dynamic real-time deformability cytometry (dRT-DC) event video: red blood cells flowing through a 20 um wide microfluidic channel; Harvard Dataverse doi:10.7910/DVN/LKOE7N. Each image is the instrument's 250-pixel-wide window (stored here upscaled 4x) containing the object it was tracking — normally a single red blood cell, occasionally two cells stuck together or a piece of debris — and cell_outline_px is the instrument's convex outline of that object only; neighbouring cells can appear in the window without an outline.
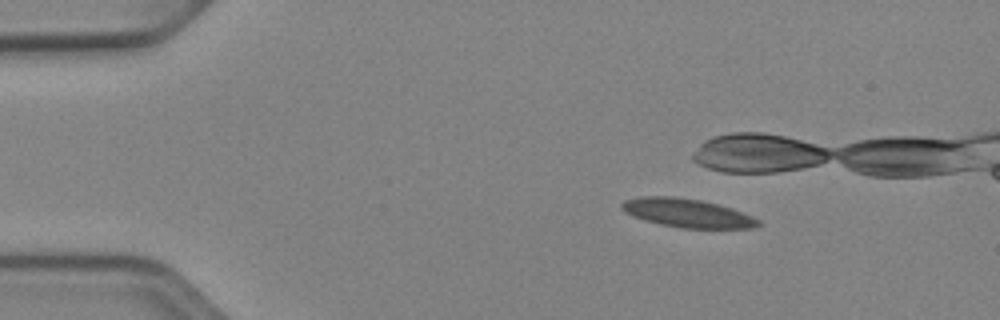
{"species": "Egyptian fruit bat (a non-hibernating species)", "species_latin": "Rousettus aegyptiacus", "temperature_condition": "cold", "stored_images_in_passage": 53, "camera_frame_rate_fps": 3000, "um_per_image_px": 0.085, "animal": {"sex": "female"}, "frame": {"image": 1, "passage_image": 8, "time_ms": 2.333, "image_size_px": [1000, 320], "cell_outline_px": [[764, 224], [756, 228], [684, 228], [660, 224], [624, 212], [620, 208], [620, 204], [624, 200], [640, 196], [672, 196], [700, 200], [720, 204], [732, 208], [752, 216], [760, 220]], "centroid_in_image_um": [58.47, 18.1], "position_along_channel_um": 26.5, "area_um2": 22.83}, "authors_computed_cell_mechanics": {"area_um2": 22.6576, "velocity_mm_per_s": 3.8852, "shape_relaxation_time_tau1_ms": null, "shape_relaxation_time_tau2_ms": 9.1975, "deformation_change_tau1": null, "deformation_change_tau2": 0.1672}}